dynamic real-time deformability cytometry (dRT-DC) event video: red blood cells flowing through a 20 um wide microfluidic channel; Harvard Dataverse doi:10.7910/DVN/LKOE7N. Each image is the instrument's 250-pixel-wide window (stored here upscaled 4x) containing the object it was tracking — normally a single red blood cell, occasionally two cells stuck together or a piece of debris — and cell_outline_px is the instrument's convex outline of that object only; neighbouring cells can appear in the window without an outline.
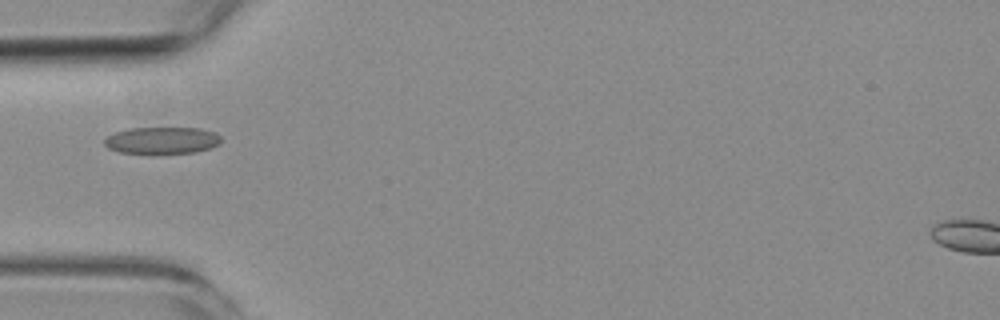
{"species": "common noctule bat (a hibernating species)", "species_latin": "Nyctalus noctula", "temperature_condition": "room temperature", "stored_images_in_passage": 1, "camera_frame_rate_fps": 3000, "um_per_image_px": 0.085, "animal": {"sex": "female", "body_mass_g": 19.3, "forearm_length_mm": 54.1}, "frame": {"image": 1, "passage_image": 1, "time_ms": 0.0, "image_size_px": [1000, 320], "cell_outline_px": [[220, 144], [208, 148], [192, 152], [120, 152], [108, 148], [104, 144], [104, 140], [108, 136], [116, 132], [128, 128], [200, 128], [216, 132], [220, 136]], "centroid_in_image_um": [13.78, 11.9], "position_along_channel_um": 71.2, "area_um2": 17.8}}